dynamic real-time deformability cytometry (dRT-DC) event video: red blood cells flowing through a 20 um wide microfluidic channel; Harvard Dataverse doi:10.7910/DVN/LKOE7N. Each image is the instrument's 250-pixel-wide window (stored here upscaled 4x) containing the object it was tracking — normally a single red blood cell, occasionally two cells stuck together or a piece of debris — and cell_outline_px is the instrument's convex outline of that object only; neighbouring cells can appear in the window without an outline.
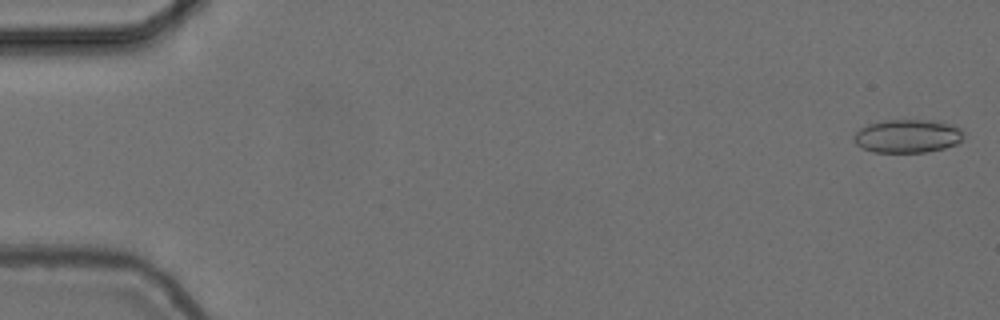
{"species": "common noctule bat (a hibernating species)", "species_latin": "Nyctalus noctula", "temperature_condition": "cold", "stored_images_in_passage": 21, "camera_frame_rate_fps": 3000, "um_per_image_px": 0.085, "animal": {"sex": "female", "body_mass_g": 24.6, "forearm_length_mm": 56.2}, "frame": {"image": 1, "passage_image": 1, "time_ms": 0.0, "image_size_px": [1000, 320], "cell_outline_px": [[964, 136], [956, 144], [944, 148], [928, 152], [872, 152], [856, 144], [852, 140], [852, 136], [860, 128], [868, 124], [884, 120], [932, 120], [952, 124], [960, 128], [964, 132]], "centroid_in_image_um": [77.13, 11.56], "position_along_channel_um": 7.9, "area_um2": 21.5}}
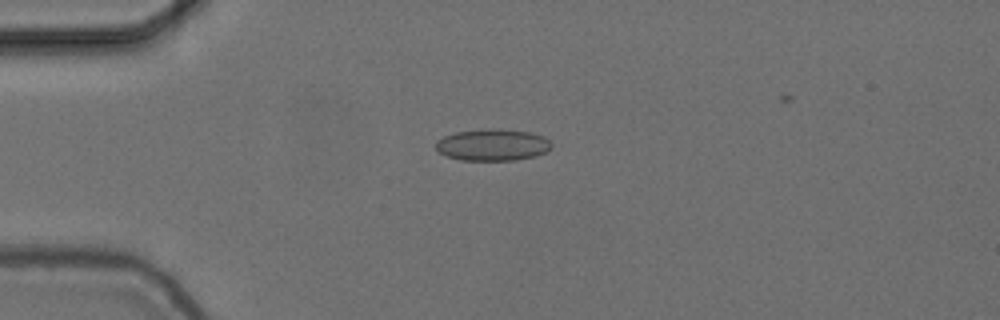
{"frame": {"image": 2, "passage_image": 14, "time_ms": 4.333, "image_size_px": [1000, 320], "cell_outline_px": [[552, 144], [544, 152], [536, 156], [516, 160], [460, 160], [448, 156], [440, 152], [436, 148], [436, 140], [444, 136], [456, 132], [488, 128], [532, 132], [544, 136]], "centroid_in_image_um": [41.86, 12.31], "position_along_channel_um": 43.1, "area_um2": 21.27}}
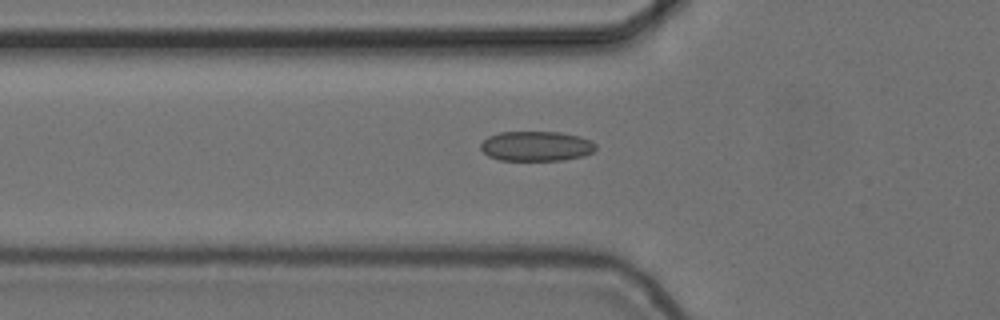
{"frame": {"image": 3, "passage_image": 19, "time_ms": 6.0, "image_size_px": [1000, 320], "cell_outline_px": [[596, 148], [592, 152], [584, 156], [564, 160], [500, 160], [488, 156], [480, 148], [480, 144], [488, 136], [500, 132], [560, 132], [580, 136], [592, 140], [596, 144]], "centroid_in_image_um": [45.6, 12.42], "position_along_channel_um": 80.2, "area_um2": 20.17}}